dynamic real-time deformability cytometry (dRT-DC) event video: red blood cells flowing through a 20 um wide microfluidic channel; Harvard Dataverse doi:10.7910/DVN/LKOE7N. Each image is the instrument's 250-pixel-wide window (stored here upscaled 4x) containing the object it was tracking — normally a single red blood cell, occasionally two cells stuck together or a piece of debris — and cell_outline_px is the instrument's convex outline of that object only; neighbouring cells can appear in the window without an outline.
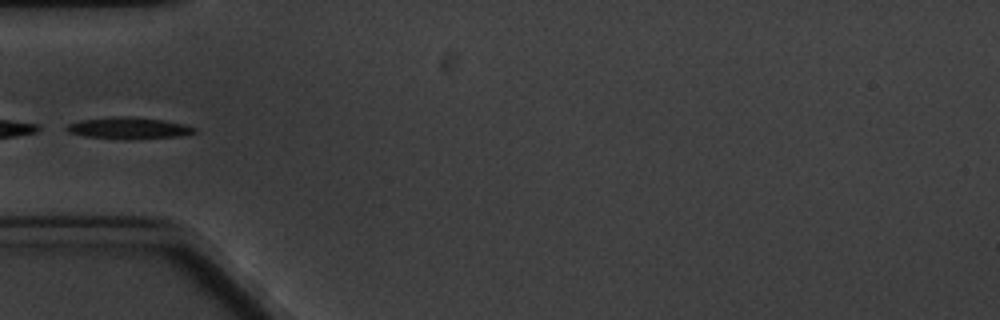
{"species": "common noctule bat (a hibernating species)", "species_latin": "Nyctalus noctula", "temperature_condition": "cold", "stored_images_in_passage": 10, "camera_frame_rate_fps": 3000, "um_per_image_px": 0.085, "animal": {"sex": "male", "body_mass_g": 20.1, "forearm_length_mm": 53.5}, "frame": {"image": 1, "passage_image": 6, "time_ms": 5.667, "image_size_px": [1000, 320], "cell_outline_px": [[196, 132], [180, 136], [124, 140], [84, 136], [68, 132], [64, 128], [68, 124], [80, 120], [112, 116], [132, 116], [164, 120], [184, 124], [196, 128]], "centroid_in_image_um": [10.91, 10.89], "position_along_channel_um": 74.1, "area_um2": 16.36}}